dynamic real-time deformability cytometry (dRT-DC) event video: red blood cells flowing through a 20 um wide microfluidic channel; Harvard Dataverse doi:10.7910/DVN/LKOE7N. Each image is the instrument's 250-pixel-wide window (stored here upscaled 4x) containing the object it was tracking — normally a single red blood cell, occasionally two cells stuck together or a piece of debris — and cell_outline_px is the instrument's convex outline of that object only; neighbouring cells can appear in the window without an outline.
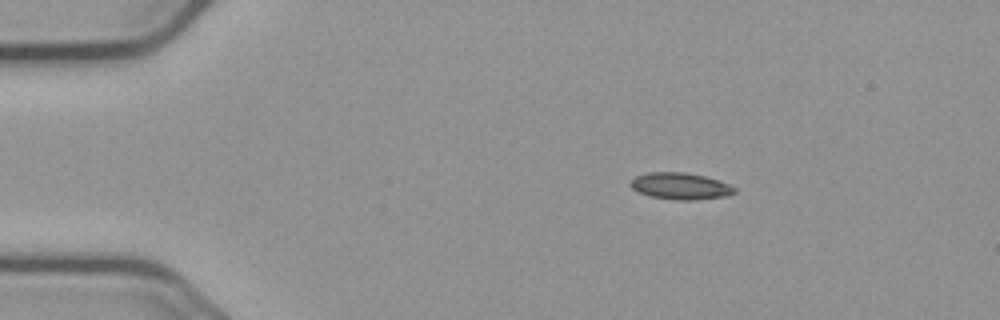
{"species": "common noctule bat (a hibernating species)", "species_latin": "Nyctalus noctula", "temperature_condition": "cold", "stored_images_in_passage": 48, "camera_frame_rate_fps": 3000, "um_per_image_px": 0.085, "animal": {"sex": "male", "body_mass_g": 23.1, "forearm_length_mm": 52.7}, "frame": {"image": 1, "passage_image": 1, "time_ms": 0.0, "image_size_px": [1000, 320], "cell_outline_px": [[736, 192], [724, 196], [692, 200], [676, 200], [652, 196], [640, 192], [632, 188], [628, 184], [636, 176], [648, 172], [684, 172], [704, 176], [720, 180], [736, 188]], "centroid_in_image_um": [57.83, 15.81], "position_along_channel_um": 27.2, "area_um2": 16.01}}
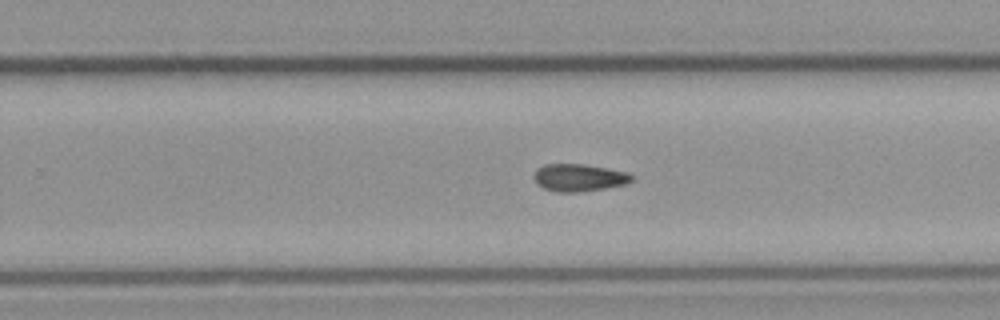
{"frame": {"image": 2, "passage_image": 27, "time_ms": 8.667, "image_size_px": [1000, 320], "cell_outline_px": [[632, 180], [624, 184], [604, 188], [576, 192], [560, 192], [544, 188], [536, 184], [532, 176], [536, 168], [544, 164], [584, 164], [628, 172], [632, 176]], "centroid_in_image_um": [49.15, 15.08], "position_along_channel_um": 280.7, "area_um2": 15.55}}
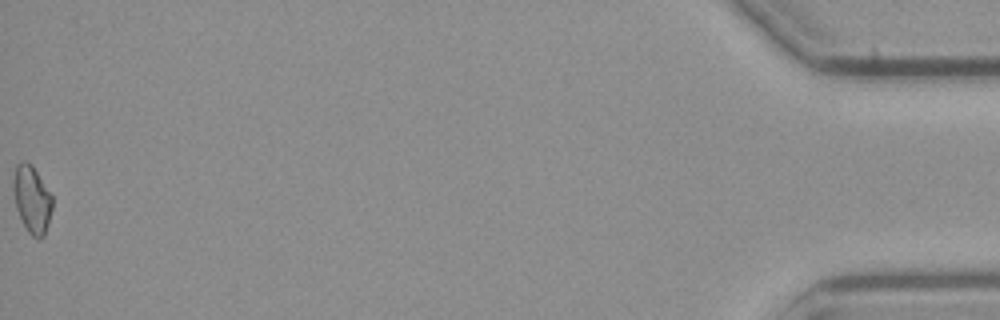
{"frame": {"image": 3, "passage_image": 48, "time_ms": 15.667, "image_size_px": [1000, 320], "cell_outline_px": [[52, 208], [48, 224], [44, 236], [40, 240], [32, 236], [28, 232], [16, 208], [12, 188], [12, 184], [16, 164], [24, 160], [32, 164], [52, 196]], "centroid_in_image_um": [2.7, 16.93], "position_along_channel_um": 432.5, "area_um2": 15.32}}